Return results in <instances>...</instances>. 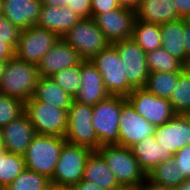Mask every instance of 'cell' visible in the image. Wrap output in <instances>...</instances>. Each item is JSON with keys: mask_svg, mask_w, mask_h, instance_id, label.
Here are the masks:
<instances>
[{"mask_svg": "<svg viewBox=\"0 0 190 190\" xmlns=\"http://www.w3.org/2000/svg\"><path fill=\"white\" fill-rule=\"evenodd\" d=\"M72 187L73 190H103L99 186L83 179L78 184L73 185Z\"/></svg>", "mask_w": 190, "mask_h": 190, "instance_id": "41", "label": "cell"}, {"mask_svg": "<svg viewBox=\"0 0 190 190\" xmlns=\"http://www.w3.org/2000/svg\"><path fill=\"white\" fill-rule=\"evenodd\" d=\"M101 73L109 95L127 97L134 89L125 77V70L119 52L113 44L90 59Z\"/></svg>", "mask_w": 190, "mask_h": 190, "instance_id": "5", "label": "cell"}, {"mask_svg": "<svg viewBox=\"0 0 190 190\" xmlns=\"http://www.w3.org/2000/svg\"><path fill=\"white\" fill-rule=\"evenodd\" d=\"M122 3L119 0H91V18L98 14L106 13L120 8Z\"/></svg>", "mask_w": 190, "mask_h": 190, "instance_id": "37", "label": "cell"}, {"mask_svg": "<svg viewBox=\"0 0 190 190\" xmlns=\"http://www.w3.org/2000/svg\"><path fill=\"white\" fill-rule=\"evenodd\" d=\"M62 39L73 47L82 60H90L111 44L93 18H81Z\"/></svg>", "mask_w": 190, "mask_h": 190, "instance_id": "6", "label": "cell"}, {"mask_svg": "<svg viewBox=\"0 0 190 190\" xmlns=\"http://www.w3.org/2000/svg\"><path fill=\"white\" fill-rule=\"evenodd\" d=\"M6 63H7V61L0 60V83H1V80H2V75H3Z\"/></svg>", "mask_w": 190, "mask_h": 190, "instance_id": "50", "label": "cell"}, {"mask_svg": "<svg viewBox=\"0 0 190 190\" xmlns=\"http://www.w3.org/2000/svg\"><path fill=\"white\" fill-rule=\"evenodd\" d=\"M181 73L182 72H150L145 88L153 95L169 100L171 93L176 88Z\"/></svg>", "mask_w": 190, "mask_h": 190, "instance_id": "29", "label": "cell"}, {"mask_svg": "<svg viewBox=\"0 0 190 190\" xmlns=\"http://www.w3.org/2000/svg\"><path fill=\"white\" fill-rule=\"evenodd\" d=\"M113 45L119 52L127 82L133 88L145 87L150 74L146 53L132 38L117 41Z\"/></svg>", "mask_w": 190, "mask_h": 190, "instance_id": "12", "label": "cell"}, {"mask_svg": "<svg viewBox=\"0 0 190 190\" xmlns=\"http://www.w3.org/2000/svg\"><path fill=\"white\" fill-rule=\"evenodd\" d=\"M156 126L139 115L127 100L121 108L119 140L115 145L131 148L148 136H153Z\"/></svg>", "mask_w": 190, "mask_h": 190, "instance_id": "14", "label": "cell"}, {"mask_svg": "<svg viewBox=\"0 0 190 190\" xmlns=\"http://www.w3.org/2000/svg\"><path fill=\"white\" fill-rule=\"evenodd\" d=\"M49 190H73L72 186H58L51 184Z\"/></svg>", "mask_w": 190, "mask_h": 190, "instance_id": "47", "label": "cell"}, {"mask_svg": "<svg viewBox=\"0 0 190 190\" xmlns=\"http://www.w3.org/2000/svg\"><path fill=\"white\" fill-rule=\"evenodd\" d=\"M67 6L81 18H91V0H69Z\"/></svg>", "mask_w": 190, "mask_h": 190, "instance_id": "38", "label": "cell"}, {"mask_svg": "<svg viewBox=\"0 0 190 190\" xmlns=\"http://www.w3.org/2000/svg\"><path fill=\"white\" fill-rule=\"evenodd\" d=\"M80 20L81 17L68 6H42L40 18L36 25L62 37Z\"/></svg>", "mask_w": 190, "mask_h": 190, "instance_id": "20", "label": "cell"}, {"mask_svg": "<svg viewBox=\"0 0 190 190\" xmlns=\"http://www.w3.org/2000/svg\"><path fill=\"white\" fill-rule=\"evenodd\" d=\"M25 111V103L17 98L0 93V129Z\"/></svg>", "mask_w": 190, "mask_h": 190, "instance_id": "34", "label": "cell"}, {"mask_svg": "<svg viewBox=\"0 0 190 190\" xmlns=\"http://www.w3.org/2000/svg\"><path fill=\"white\" fill-rule=\"evenodd\" d=\"M92 150L65 142L50 183L58 186L78 184L84 175L86 160Z\"/></svg>", "mask_w": 190, "mask_h": 190, "instance_id": "8", "label": "cell"}, {"mask_svg": "<svg viewBox=\"0 0 190 190\" xmlns=\"http://www.w3.org/2000/svg\"><path fill=\"white\" fill-rule=\"evenodd\" d=\"M186 25L187 22L185 19L160 24L162 48L181 62L187 57L183 39Z\"/></svg>", "mask_w": 190, "mask_h": 190, "instance_id": "24", "label": "cell"}, {"mask_svg": "<svg viewBox=\"0 0 190 190\" xmlns=\"http://www.w3.org/2000/svg\"><path fill=\"white\" fill-rule=\"evenodd\" d=\"M176 167L185 176L186 179L190 178V145L178 150L174 155Z\"/></svg>", "mask_w": 190, "mask_h": 190, "instance_id": "36", "label": "cell"}, {"mask_svg": "<svg viewBox=\"0 0 190 190\" xmlns=\"http://www.w3.org/2000/svg\"><path fill=\"white\" fill-rule=\"evenodd\" d=\"M149 72H182V62L159 48L146 53Z\"/></svg>", "mask_w": 190, "mask_h": 190, "instance_id": "30", "label": "cell"}, {"mask_svg": "<svg viewBox=\"0 0 190 190\" xmlns=\"http://www.w3.org/2000/svg\"><path fill=\"white\" fill-rule=\"evenodd\" d=\"M2 14V0H0V15Z\"/></svg>", "mask_w": 190, "mask_h": 190, "instance_id": "53", "label": "cell"}, {"mask_svg": "<svg viewBox=\"0 0 190 190\" xmlns=\"http://www.w3.org/2000/svg\"><path fill=\"white\" fill-rule=\"evenodd\" d=\"M59 39L56 33L33 25L20 32L14 55L20 60L37 65Z\"/></svg>", "mask_w": 190, "mask_h": 190, "instance_id": "10", "label": "cell"}, {"mask_svg": "<svg viewBox=\"0 0 190 190\" xmlns=\"http://www.w3.org/2000/svg\"><path fill=\"white\" fill-rule=\"evenodd\" d=\"M142 190H176L172 187L160 186L155 183L150 182L148 179L142 184Z\"/></svg>", "mask_w": 190, "mask_h": 190, "instance_id": "42", "label": "cell"}, {"mask_svg": "<svg viewBox=\"0 0 190 190\" xmlns=\"http://www.w3.org/2000/svg\"><path fill=\"white\" fill-rule=\"evenodd\" d=\"M126 101V97L110 95L93 105L92 124L101 145H113L118 142L121 108Z\"/></svg>", "mask_w": 190, "mask_h": 190, "instance_id": "7", "label": "cell"}, {"mask_svg": "<svg viewBox=\"0 0 190 190\" xmlns=\"http://www.w3.org/2000/svg\"><path fill=\"white\" fill-rule=\"evenodd\" d=\"M41 7V0H2V15L22 31L37 24Z\"/></svg>", "mask_w": 190, "mask_h": 190, "instance_id": "19", "label": "cell"}, {"mask_svg": "<svg viewBox=\"0 0 190 190\" xmlns=\"http://www.w3.org/2000/svg\"><path fill=\"white\" fill-rule=\"evenodd\" d=\"M67 116L65 141L97 151L102 145L92 124L93 105L73 100L67 110Z\"/></svg>", "mask_w": 190, "mask_h": 190, "instance_id": "4", "label": "cell"}, {"mask_svg": "<svg viewBox=\"0 0 190 190\" xmlns=\"http://www.w3.org/2000/svg\"><path fill=\"white\" fill-rule=\"evenodd\" d=\"M131 38L145 53L162 48L160 24L136 20Z\"/></svg>", "mask_w": 190, "mask_h": 190, "instance_id": "26", "label": "cell"}, {"mask_svg": "<svg viewBox=\"0 0 190 190\" xmlns=\"http://www.w3.org/2000/svg\"><path fill=\"white\" fill-rule=\"evenodd\" d=\"M136 20L163 24L181 19L173 0H141L135 7Z\"/></svg>", "mask_w": 190, "mask_h": 190, "instance_id": "21", "label": "cell"}, {"mask_svg": "<svg viewBox=\"0 0 190 190\" xmlns=\"http://www.w3.org/2000/svg\"><path fill=\"white\" fill-rule=\"evenodd\" d=\"M67 110L55 108L33 97L25 102V113L36 134L64 137L67 129Z\"/></svg>", "mask_w": 190, "mask_h": 190, "instance_id": "9", "label": "cell"}, {"mask_svg": "<svg viewBox=\"0 0 190 190\" xmlns=\"http://www.w3.org/2000/svg\"><path fill=\"white\" fill-rule=\"evenodd\" d=\"M50 185L46 176L25 168L4 190H49Z\"/></svg>", "mask_w": 190, "mask_h": 190, "instance_id": "31", "label": "cell"}, {"mask_svg": "<svg viewBox=\"0 0 190 190\" xmlns=\"http://www.w3.org/2000/svg\"><path fill=\"white\" fill-rule=\"evenodd\" d=\"M33 98L55 108L68 109L73 97L62 90L50 77H41L37 81Z\"/></svg>", "mask_w": 190, "mask_h": 190, "instance_id": "25", "label": "cell"}, {"mask_svg": "<svg viewBox=\"0 0 190 190\" xmlns=\"http://www.w3.org/2000/svg\"><path fill=\"white\" fill-rule=\"evenodd\" d=\"M14 55V51L0 38V60L8 61Z\"/></svg>", "mask_w": 190, "mask_h": 190, "instance_id": "40", "label": "cell"}, {"mask_svg": "<svg viewBox=\"0 0 190 190\" xmlns=\"http://www.w3.org/2000/svg\"><path fill=\"white\" fill-rule=\"evenodd\" d=\"M21 30L18 29L7 17L0 15V38L15 51Z\"/></svg>", "mask_w": 190, "mask_h": 190, "instance_id": "35", "label": "cell"}, {"mask_svg": "<svg viewBox=\"0 0 190 190\" xmlns=\"http://www.w3.org/2000/svg\"><path fill=\"white\" fill-rule=\"evenodd\" d=\"M38 79L37 65L20 60L13 55L5 65L0 93L25 103L33 97Z\"/></svg>", "mask_w": 190, "mask_h": 190, "instance_id": "1", "label": "cell"}, {"mask_svg": "<svg viewBox=\"0 0 190 190\" xmlns=\"http://www.w3.org/2000/svg\"><path fill=\"white\" fill-rule=\"evenodd\" d=\"M3 147V143H2V135H1V129H0V148Z\"/></svg>", "mask_w": 190, "mask_h": 190, "instance_id": "51", "label": "cell"}, {"mask_svg": "<svg viewBox=\"0 0 190 190\" xmlns=\"http://www.w3.org/2000/svg\"><path fill=\"white\" fill-rule=\"evenodd\" d=\"M108 96L101 73L90 60H81V85L73 100L96 105Z\"/></svg>", "mask_w": 190, "mask_h": 190, "instance_id": "16", "label": "cell"}, {"mask_svg": "<svg viewBox=\"0 0 190 190\" xmlns=\"http://www.w3.org/2000/svg\"><path fill=\"white\" fill-rule=\"evenodd\" d=\"M83 180L91 182L103 190H117L121 187L114 173L97 151H92L86 160Z\"/></svg>", "mask_w": 190, "mask_h": 190, "instance_id": "23", "label": "cell"}, {"mask_svg": "<svg viewBox=\"0 0 190 190\" xmlns=\"http://www.w3.org/2000/svg\"><path fill=\"white\" fill-rule=\"evenodd\" d=\"M187 24L190 26V15L185 19Z\"/></svg>", "mask_w": 190, "mask_h": 190, "instance_id": "52", "label": "cell"}, {"mask_svg": "<svg viewBox=\"0 0 190 190\" xmlns=\"http://www.w3.org/2000/svg\"><path fill=\"white\" fill-rule=\"evenodd\" d=\"M50 78L74 98L81 85V61L77 65L58 71Z\"/></svg>", "mask_w": 190, "mask_h": 190, "instance_id": "33", "label": "cell"}, {"mask_svg": "<svg viewBox=\"0 0 190 190\" xmlns=\"http://www.w3.org/2000/svg\"><path fill=\"white\" fill-rule=\"evenodd\" d=\"M97 152L103 157L120 186H142L147 175L141 169L131 148L102 145Z\"/></svg>", "mask_w": 190, "mask_h": 190, "instance_id": "2", "label": "cell"}, {"mask_svg": "<svg viewBox=\"0 0 190 190\" xmlns=\"http://www.w3.org/2000/svg\"><path fill=\"white\" fill-rule=\"evenodd\" d=\"M169 101L176 114H190V76L183 72L179 75Z\"/></svg>", "mask_w": 190, "mask_h": 190, "instance_id": "32", "label": "cell"}, {"mask_svg": "<svg viewBox=\"0 0 190 190\" xmlns=\"http://www.w3.org/2000/svg\"><path fill=\"white\" fill-rule=\"evenodd\" d=\"M183 39L185 43V54L186 56H190V26L188 24L185 26V34Z\"/></svg>", "mask_w": 190, "mask_h": 190, "instance_id": "44", "label": "cell"}, {"mask_svg": "<svg viewBox=\"0 0 190 190\" xmlns=\"http://www.w3.org/2000/svg\"><path fill=\"white\" fill-rule=\"evenodd\" d=\"M182 72L190 76V56H187L182 62Z\"/></svg>", "mask_w": 190, "mask_h": 190, "instance_id": "45", "label": "cell"}, {"mask_svg": "<svg viewBox=\"0 0 190 190\" xmlns=\"http://www.w3.org/2000/svg\"><path fill=\"white\" fill-rule=\"evenodd\" d=\"M131 150L146 175L164 160L173 157L171 152L164 150L157 143L154 135L145 137L132 146Z\"/></svg>", "mask_w": 190, "mask_h": 190, "instance_id": "22", "label": "cell"}, {"mask_svg": "<svg viewBox=\"0 0 190 190\" xmlns=\"http://www.w3.org/2000/svg\"><path fill=\"white\" fill-rule=\"evenodd\" d=\"M117 190H142L141 186H121Z\"/></svg>", "mask_w": 190, "mask_h": 190, "instance_id": "49", "label": "cell"}, {"mask_svg": "<svg viewBox=\"0 0 190 190\" xmlns=\"http://www.w3.org/2000/svg\"><path fill=\"white\" fill-rule=\"evenodd\" d=\"M154 137L172 155L190 145V114H175L164 125L156 127Z\"/></svg>", "mask_w": 190, "mask_h": 190, "instance_id": "15", "label": "cell"}, {"mask_svg": "<svg viewBox=\"0 0 190 190\" xmlns=\"http://www.w3.org/2000/svg\"><path fill=\"white\" fill-rule=\"evenodd\" d=\"M126 98L139 115L156 127L176 114L169 100L153 95L145 87L134 88Z\"/></svg>", "mask_w": 190, "mask_h": 190, "instance_id": "11", "label": "cell"}, {"mask_svg": "<svg viewBox=\"0 0 190 190\" xmlns=\"http://www.w3.org/2000/svg\"><path fill=\"white\" fill-rule=\"evenodd\" d=\"M81 60L73 47L60 37L37 64L38 74L41 77H51L58 71L77 65Z\"/></svg>", "mask_w": 190, "mask_h": 190, "instance_id": "18", "label": "cell"}, {"mask_svg": "<svg viewBox=\"0 0 190 190\" xmlns=\"http://www.w3.org/2000/svg\"><path fill=\"white\" fill-rule=\"evenodd\" d=\"M176 190H190V178L184 181Z\"/></svg>", "mask_w": 190, "mask_h": 190, "instance_id": "48", "label": "cell"}, {"mask_svg": "<svg viewBox=\"0 0 190 190\" xmlns=\"http://www.w3.org/2000/svg\"><path fill=\"white\" fill-rule=\"evenodd\" d=\"M65 142L64 137L36 134L23 156L26 168L51 179Z\"/></svg>", "mask_w": 190, "mask_h": 190, "instance_id": "3", "label": "cell"}, {"mask_svg": "<svg viewBox=\"0 0 190 190\" xmlns=\"http://www.w3.org/2000/svg\"><path fill=\"white\" fill-rule=\"evenodd\" d=\"M176 7L178 16L181 19H186L190 15V0H173Z\"/></svg>", "mask_w": 190, "mask_h": 190, "instance_id": "39", "label": "cell"}, {"mask_svg": "<svg viewBox=\"0 0 190 190\" xmlns=\"http://www.w3.org/2000/svg\"><path fill=\"white\" fill-rule=\"evenodd\" d=\"M94 21L106 39L113 44L131 38L136 14L133 7L122 5L115 10L98 14Z\"/></svg>", "mask_w": 190, "mask_h": 190, "instance_id": "13", "label": "cell"}, {"mask_svg": "<svg viewBox=\"0 0 190 190\" xmlns=\"http://www.w3.org/2000/svg\"><path fill=\"white\" fill-rule=\"evenodd\" d=\"M147 179L160 186L178 188L187 179L176 167L175 159L164 160L157 165L150 173L147 174Z\"/></svg>", "mask_w": 190, "mask_h": 190, "instance_id": "27", "label": "cell"}, {"mask_svg": "<svg viewBox=\"0 0 190 190\" xmlns=\"http://www.w3.org/2000/svg\"><path fill=\"white\" fill-rule=\"evenodd\" d=\"M42 6L66 7L69 0H41Z\"/></svg>", "mask_w": 190, "mask_h": 190, "instance_id": "43", "label": "cell"}, {"mask_svg": "<svg viewBox=\"0 0 190 190\" xmlns=\"http://www.w3.org/2000/svg\"><path fill=\"white\" fill-rule=\"evenodd\" d=\"M3 147L7 152L24 156L31 140L36 135L34 126L24 112L1 128Z\"/></svg>", "mask_w": 190, "mask_h": 190, "instance_id": "17", "label": "cell"}, {"mask_svg": "<svg viewBox=\"0 0 190 190\" xmlns=\"http://www.w3.org/2000/svg\"><path fill=\"white\" fill-rule=\"evenodd\" d=\"M122 5H126L129 7H135L141 0H119Z\"/></svg>", "mask_w": 190, "mask_h": 190, "instance_id": "46", "label": "cell"}, {"mask_svg": "<svg viewBox=\"0 0 190 190\" xmlns=\"http://www.w3.org/2000/svg\"><path fill=\"white\" fill-rule=\"evenodd\" d=\"M26 168L24 157L0 148V190H4Z\"/></svg>", "mask_w": 190, "mask_h": 190, "instance_id": "28", "label": "cell"}]
</instances>
